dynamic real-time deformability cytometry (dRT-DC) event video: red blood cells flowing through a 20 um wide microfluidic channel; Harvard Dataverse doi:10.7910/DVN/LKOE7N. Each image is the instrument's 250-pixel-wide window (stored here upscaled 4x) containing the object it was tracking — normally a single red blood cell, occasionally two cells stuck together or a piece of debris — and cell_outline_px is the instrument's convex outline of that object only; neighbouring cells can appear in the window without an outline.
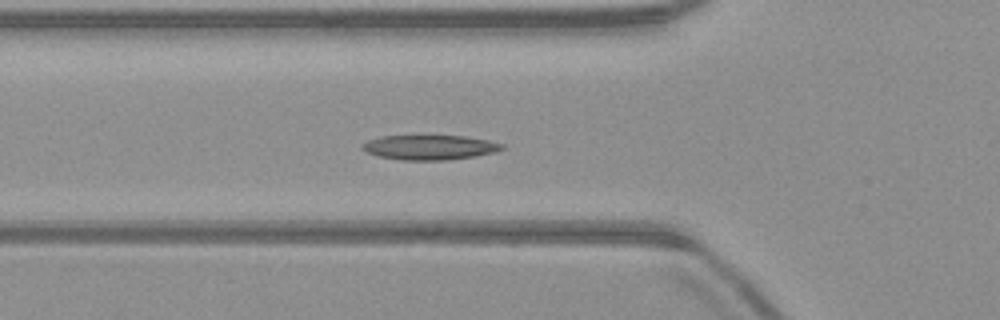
{"species": "common noctule bat (a hibernating species)", "species_latin": "Nyctalus noctula", "temperature_condition": "warm", "stored_images_in_passage": 52, "camera_frame_rate_fps": 3000, "um_per_image_px": 0.085, "animal": {"sex": "male", "body_mass_g": 23.1, "forearm_length_mm": 52.7}, "frame": {"image": 1, "passage_image": 17, "time_ms": 5.333, "image_size_px": [1000, 320], "cell_outline_px": [[504, 148], [496, 152], [476, 156], [448, 160], [400, 160], [380, 156], [368, 152], [360, 148], [360, 144], [368, 140], [380, 136], [464, 136], [488, 140], [504, 144]], "centroid_in_image_um": [36.53, 12.53], "position_along_channel_um": 89.3, "area_um2": 20.17}}
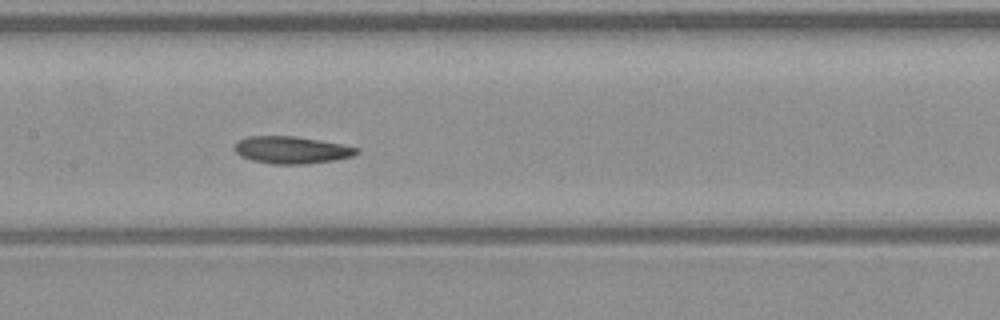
{"frame": {"image": 2, "passage_image": 24, "time_ms": 7.667, "image_size_px": [1000, 320], "cell_outline_px": [[360, 152], [352, 156], [332, 160], [308, 164], [272, 164], [252, 160], [240, 156], [232, 148], [236, 140], [248, 136], [296, 136], [344, 144], [360, 148]], "centroid_in_image_um": [24.76, 12.74], "position_along_channel_um": 182.6, "area_um2": 19.65}}
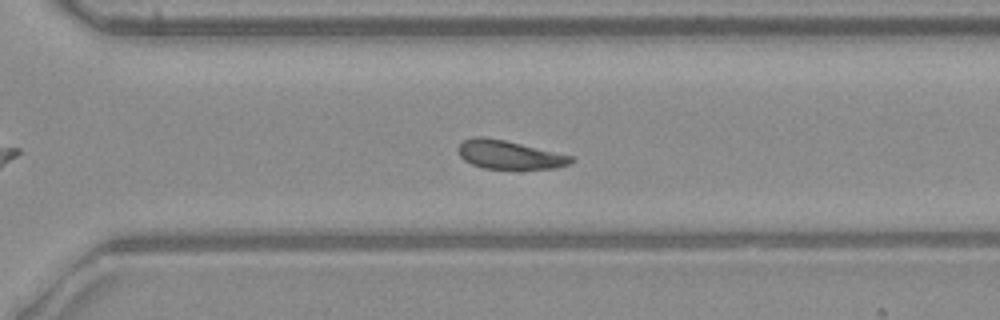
{"frame": {"image": 3, "passage_image": 35, "time_ms": 11.333, "image_size_px": [1000, 320], "cell_outline_px": [[572, 160], [568, 164], [556, 168], [484, 168], [472, 164], [464, 160], [460, 156], [456, 148], [464, 140], [472, 136], [484, 136], [504, 140], [572, 156]], "centroid_in_image_um": [43.21, 13.13], "position_along_channel_um": 327.4, "area_um2": 18.44}, "authors_computed_cell_mechanics": {"area_um2": 19.7098, "velocity_mm_per_s": 3.966, "shape_relaxation_time_tau1_ms": 7.4117, "shape_relaxation_time_tau2_ms": null, "deformation_change_tau1": 0.1698, "deformation_change_tau2": null}}